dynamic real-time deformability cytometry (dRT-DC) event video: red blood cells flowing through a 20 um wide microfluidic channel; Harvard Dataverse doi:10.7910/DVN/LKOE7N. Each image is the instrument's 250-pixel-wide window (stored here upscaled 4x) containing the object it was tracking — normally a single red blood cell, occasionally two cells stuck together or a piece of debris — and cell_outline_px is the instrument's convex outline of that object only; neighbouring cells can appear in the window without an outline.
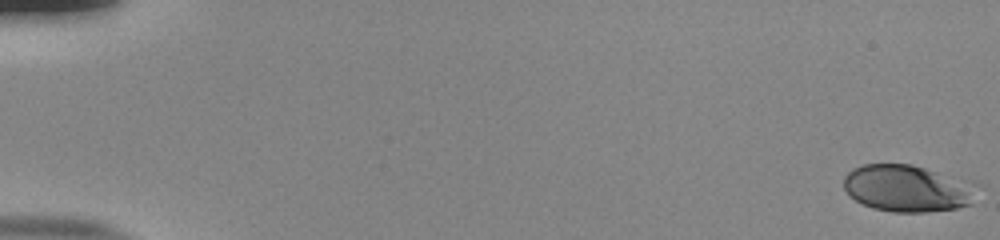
{"species": "human", "species_latin": "Homo sapiens", "temperature_condition": "room temperature", "stored_images_in_passage": 55, "camera_frame_rate_fps": 3000, "um_per_image_px": 0.085, "donor": {"sex": "male"}, "frame": {"image": 1, "passage_image": 1, "time_ms": 0.0, "image_size_px": [1000, 240], "cell_outline_px": [[972, 204], [956, 208], [924, 212], [892, 212], [872, 208], [856, 200], [844, 188], [844, 176], [852, 168], [864, 164], [912, 164], [924, 168], [932, 172], [964, 192]], "centroid_in_image_um": [76.71, 16.04], "position_along_channel_um": 8.3, "area_um2": 33.18}}
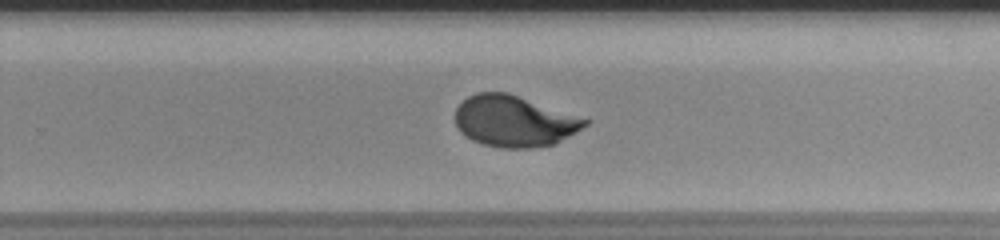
{"frame": {"image": 2, "passage_image": 37, "time_ms": 12.0, "image_size_px": [1000, 240], "cell_outline_px": [[592, 120], [588, 124], [576, 132], [556, 144], [532, 148], [500, 148], [484, 144], [472, 140], [460, 132], [456, 124], [456, 108], [468, 96], [476, 92], [508, 92]], "centroid_in_image_um": [43.73, 10.3], "position_along_channel_um": 286.1, "area_um2": 38.9}}
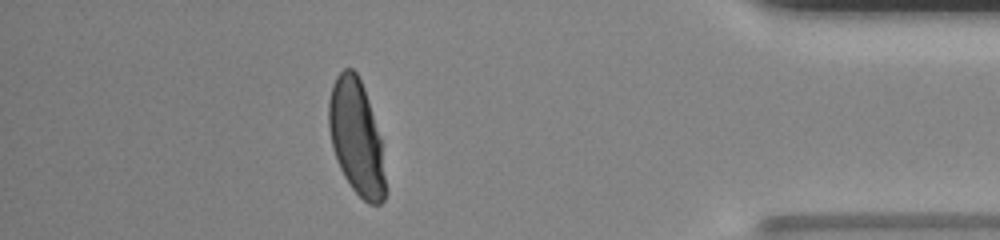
{"frame": {"image": 3, "passage_image": 49, "time_ms": 16.0, "image_size_px": [1000, 240], "cell_outline_px": [[388, 192], [384, 200], [380, 204], [368, 204], [352, 188], [344, 176], [336, 160], [328, 128], [328, 100], [332, 84], [336, 76], [344, 68], [352, 68], [356, 72], [364, 88], [368, 100], [380, 140]], "centroid_in_image_um": [30.28, 11.71], "position_along_channel_um": 404.9, "area_um2": 37.97}, "authors_computed_cell_mechanics": {"area_um2": 38.2058, "velocity_mm_per_s": 3.8569, "shape_relaxation_time_tau1_ms": 4.3019, "shape_relaxation_time_tau2_ms": null, "deformation_change_tau1": 0.2087, "deformation_change_tau2": null}}